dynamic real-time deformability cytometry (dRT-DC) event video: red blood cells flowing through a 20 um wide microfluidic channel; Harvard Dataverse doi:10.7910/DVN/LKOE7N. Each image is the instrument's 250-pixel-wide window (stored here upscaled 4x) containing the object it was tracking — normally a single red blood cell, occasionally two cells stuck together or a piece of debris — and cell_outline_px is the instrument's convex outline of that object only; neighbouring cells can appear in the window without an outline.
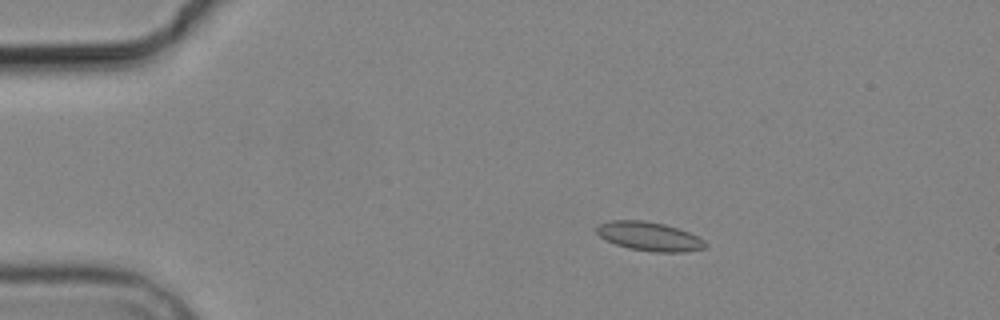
{"species": "common noctule bat (a hibernating species)", "species_latin": "Nyctalus noctula", "temperature_condition": "cold", "stored_images_in_passage": 5, "camera_frame_rate_fps": 3000, "um_per_image_px": 0.085, "animal": {"sex": "male", "body_mass_g": 19.2, "forearm_length_mm": 51.8}, "frame": {"image": 1, "passage_image": 1, "time_ms": 0.0, "image_size_px": [1000, 320], "cell_outline_px": [[708, 244], [704, 248], [684, 252], [652, 252], [628, 248], [616, 244], [600, 236], [596, 232], [596, 228], [600, 224], [612, 220], [644, 220], [664, 224], [688, 232], [704, 240]], "centroid_in_image_um": [55.2, 20.09], "position_along_channel_um": 29.8, "area_um2": 18.15}}
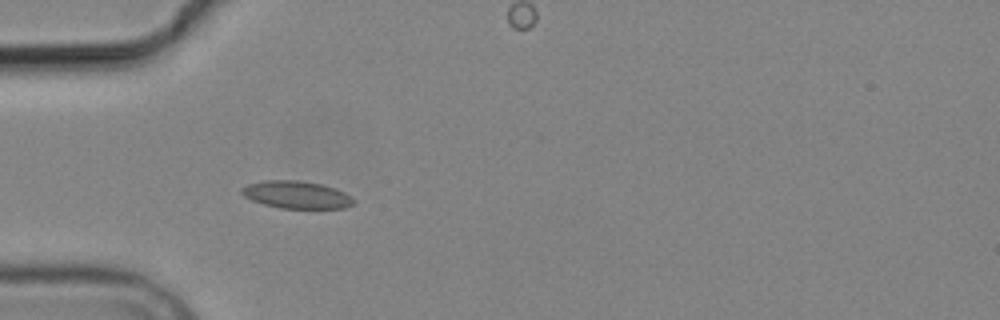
{"frame": {"image": 2, "passage_image": 3, "time_ms": 2.333, "image_size_px": [1000, 320], "cell_outline_px": [[356, 200], [352, 204], [344, 208], [280, 208], [264, 204], [252, 200], [244, 196], [240, 192], [240, 188], [248, 184], [264, 180], [300, 180], [320, 184], [336, 188], [344, 192]], "centroid_in_image_um": [25.19, 16.54], "position_along_channel_um": 59.8, "area_um2": 17.92}}
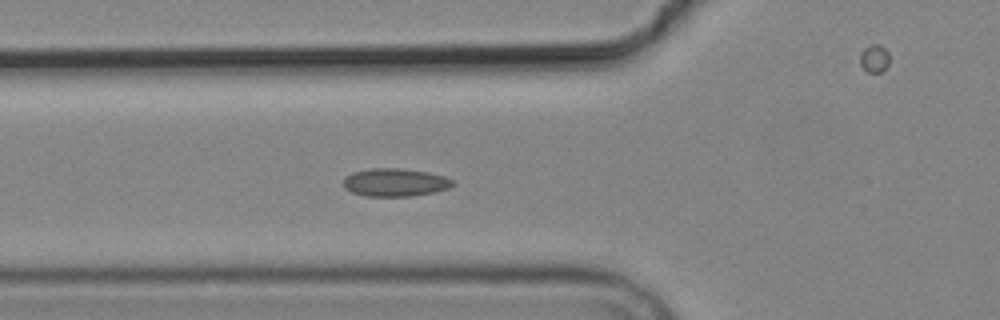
{"frame": {"image": 3, "passage_image": 4, "time_ms": 3.333, "image_size_px": [1000, 320], "cell_outline_px": [[456, 184], [448, 188], [432, 192], [412, 196], [364, 196], [352, 192], [344, 188], [344, 176], [352, 172], [368, 168], [400, 168], [428, 172], [444, 176], [452, 180]], "centroid_in_image_um": [33.55, 15.49], "position_along_channel_um": 92.3, "area_um2": 17.92}}